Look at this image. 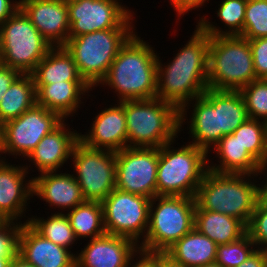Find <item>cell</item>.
Returning a JSON list of instances; mask_svg holds the SVG:
<instances>
[{"label": "cell", "instance_id": "3957f363", "mask_svg": "<svg viewBox=\"0 0 267 267\" xmlns=\"http://www.w3.org/2000/svg\"><path fill=\"white\" fill-rule=\"evenodd\" d=\"M254 176L258 175L218 173L208 169L197 189L196 205L237 218L247 226L260 198V184H256Z\"/></svg>", "mask_w": 267, "mask_h": 267}, {"label": "cell", "instance_id": "e575fe53", "mask_svg": "<svg viewBox=\"0 0 267 267\" xmlns=\"http://www.w3.org/2000/svg\"><path fill=\"white\" fill-rule=\"evenodd\" d=\"M246 39L267 37V0H247L243 32Z\"/></svg>", "mask_w": 267, "mask_h": 267}, {"label": "cell", "instance_id": "277c9868", "mask_svg": "<svg viewBox=\"0 0 267 267\" xmlns=\"http://www.w3.org/2000/svg\"><path fill=\"white\" fill-rule=\"evenodd\" d=\"M127 147L160 148L176 140L180 111L159 98L125 100Z\"/></svg>", "mask_w": 267, "mask_h": 267}, {"label": "cell", "instance_id": "7dc6e473", "mask_svg": "<svg viewBox=\"0 0 267 267\" xmlns=\"http://www.w3.org/2000/svg\"><path fill=\"white\" fill-rule=\"evenodd\" d=\"M9 267H35V266L31 265L23 257L17 254L13 257Z\"/></svg>", "mask_w": 267, "mask_h": 267}, {"label": "cell", "instance_id": "1f68e13d", "mask_svg": "<svg viewBox=\"0 0 267 267\" xmlns=\"http://www.w3.org/2000/svg\"><path fill=\"white\" fill-rule=\"evenodd\" d=\"M26 222L43 237L67 249H71L72 247L70 246L75 244L76 240L78 241L66 213L56 211L46 219L32 216L25 220L24 223Z\"/></svg>", "mask_w": 267, "mask_h": 267}, {"label": "cell", "instance_id": "7bdbcfd3", "mask_svg": "<svg viewBox=\"0 0 267 267\" xmlns=\"http://www.w3.org/2000/svg\"><path fill=\"white\" fill-rule=\"evenodd\" d=\"M237 267H267V252L256 249L243 263Z\"/></svg>", "mask_w": 267, "mask_h": 267}, {"label": "cell", "instance_id": "d4e9b609", "mask_svg": "<svg viewBox=\"0 0 267 267\" xmlns=\"http://www.w3.org/2000/svg\"><path fill=\"white\" fill-rule=\"evenodd\" d=\"M200 233L217 245L232 243L247 233L246 225L239 219L214 211L195 207V223Z\"/></svg>", "mask_w": 267, "mask_h": 267}, {"label": "cell", "instance_id": "8d00e7d4", "mask_svg": "<svg viewBox=\"0 0 267 267\" xmlns=\"http://www.w3.org/2000/svg\"><path fill=\"white\" fill-rule=\"evenodd\" d=\"M246 228L247 234L256 245V249L267 252V203L260 198Z\"/></svg>", "mask_w": 267, "mask_h": 267}, {"label": "cell", "instance_id": "9c48e42d", "mask_svg": "<svg viewBox=\"0 0 267 267\" xmlns=\"http://www.w3.org/2000/svg\"><path fill=\"white\" fill-rule=\"evenodd\" d=\"M53 46L19 8L0 25V63L31 74Z\"/></svg>", "mask_w": 267, "mask_h": 267}, {"label": "cell", "instance_id": "83f0119b", "mask_svg": "<svg viewBox=\"0 0 267 267\" xmlns=\"http://www.w3.org/2000/svg\"><path fill=\"white\" fill-rule=\"evenodd\" d=\"M36 104L32 74H21L9 87L0 102V121L16 119Z\"/></svg>", "mask_w": 267, "mask_h": 267}, {"label": "cell", "instance_id": "d590c367", "mask_svg": "<svg viewBox=\"0 0 267 267\" xmlns=\"http://www.w3.org/2000/svg\"><path fill=\"white\" fill-rule=\"evenodd\" d=\"M255 243L246 233L239 240L217 246L216 263L221 267H237L256 249Z\"/></svg>", "mask_w": 267, "mask_h": 267}, {"label": "cell", "instance_id": "52a82bcc", "mask_svg": "<svg viewBox=\"0 0 267 267\" xmlns=\"http://www.w3.org/2000/svg\"><path fill=\"white\" fill-rule=\"evenodd\" d=\"M195 207L196 201L193 197L155 196L152 198L149 206L148 230L144 241L140 242V249L164 253L194 228Z\"/></svg>", "mask_w": 267, "mask_h": 267}, {"label": "cell", "instance_id": "74e56055", "mask_svg": "<svg viewBox=\"0 0 267 267\" xmlns=\"http://www.w3.org/2000/svg\"><path fill=\"white\" fill-rule=\"evenodd\" d=\"M248 40L256 77L267 79V37Z\"/></svg>", "mask_w": 267, "mask_h": 267}, {"label": "cell", "instance_id": "7402d4cb", "mask_svg": "<svg viewBox=\"0 0 267 267\" xmlns=\"http://www.w3.org/2000/svg\"><path fill=\"white\" fill-rule=\"evenodd\" d=\"M32 178L33 196L40 197L51 209L56 207L62 210L61 213H65L86 201L73 174L53 171Z\"/></svg>", "mask_w": 267, "mask_h": 267}, {"label": "cell", "instance_id": "603a6c76", "mask_svg": "<svg viewBox=\"0 0 267 267\" xmlns=\"http://www.w3.org/2000/svg\"><path fill=\"white\" fill-rule=\"evenodd\" d=\"M35 90L36 104L57 113L65 120L74 116L83 103L82 96L88 95L86 93H90L92 88L85 81H62L49 85H35Z\"/></svg>", "mask_w": 267, "mask_h": 267}, {"label": "cell", "instance_id": "cb8c5ba5", "mask_svg": "<svg viewBox=\"0 0 267 267\" xmlns=\"http://www.w3.org/2000/svg\"><path fill=\"white\" fill-rule=\"evenodd\" d=\"M217 244L193 228L164 254L185 267H199L216 261Z\"/></svg>", "mask_w": 267, "mask_h": 267}, {"label": "cell", "instance_id": "681fc988", "mask_svg": "<svg viewBox=\"0 0 267 267\" xmlns=\"http://www.w3.org/2000/svg\"><path fill=\"white\" fill-rule=\"evenodd\" d=\"M3 154V123L0 121V161L5 160V157H1Z\"/></svg>", "mask_w": 267, "mask_h": 267}, {"label": "cell", "instance_id": "44dd1931", "mask_svg": "<svg viewBox=\"0 0 267 267\" xmlns=\"http://www.w3.org/2000/svg\"><path fill=\"white\" fill-rule=\"evenodd\" d=\"M18 254L35 267H76L74 253L40 235L28 222L22 224Z\"/></svg>", "mask_w": 267, "mask_h": 267}, {"label": "cell", "instance_id": "ab89813d", "mask_svg": "<svg viewBox=\"0 0 267 267\" xmlns=\"http://www.w3.org/2000/svg\"><path fill=\"white\" fill-rule=\"evenodd\" d=\"M21 74L22 73L19 70L0 63V102L10 85Z\"/></svg>", "mask_w": 267, "mask_h": 267}, {"label": "cell", "instance_id": "4fadbf2b", "mask_svg": "<svg viewBox=\"0 0 267 267\" xmlns=\"http://www.w3.org/2000/svg\"><path fill=\"white\" fill-rule=\"evenodd\" d=\"M159 148L126 147L116 152V188L136 195L156 196Z\"/></svg>", "mask_w": 267, "mask_h": 267}, {"label": "cell", "instance_id": "d6a6232c", "mask_svg": "<svg viewBox=\"0 0 267 267\" xmlns=\"http://www.w3.org/2000/svg\"><path fill=\"white\" fill-rule=\"evenodd\" d=\"M233 135L260 165L267 161V123L248 119Z\"/></svg>", "mask_w": 267, "mask_h": 267}, {"label": "cell", "instance_id": "8992f818", "mask_svg": "<svg viewBox=\"0 0 267 267\" xmlns=\"http://www.w3.org/2000/svg\"><path fill=\"white\" fill-rule=\"evenodd\" d=\"M208 88L240 91L257 79L249 40L239 35L210 36Z\"/></svg>", "mask_w": 267, "mask_h": 267}, {"label": "cell", "instance_id": "ac0fdd59", "mask_svg": "<svg viewBox=\"0 0 267 267\" xmlns=\"http://www.w3.org/2000/svg\"><path fill=\"white\" fill-rule=\"evenodd\" d=\"M0 161V211L11 221L20 222L26 212L27 201L33 198V178L27 180L28 165ZM21 218V219H20Z\"/></svg>", "mask_w": 267, "mask_h": 267}, {"label": "cell", "instance_id": "4316f807", "mask_svg": "<svg viewBox=\"0 0 267 267\" xmlns=\"http://www.w3.org/2000/svg\"><path fill=\"white\" fill-rule=\"evenodd\" d=\"M31 74L35 85H49L62 81H84L72 55L64 46L52 47Z\"/></svg>", "mask_w": 267, "mask_h": 267}, {"label": "cell", "instance_id": "836d02e7", "mask_svg": "<svg viewBox=\"0 0 267 267\" xmlns=\"http://www.w3.org/2000/svg\"><path fill=\"white\" fill-rule=\"evenodd\" d=\"M249 119L267 123V79L257 78L240 90Z\"/></svg>", "mask_w": 267, "mask_h": 267}, {"label": "cell", "instance_id": "bcb514c9", "mask_svg": "<svg viewBox=\"0 0 267 267\" xmlns=\"http://www.w3.org/2000/svg\"><path fill=\"white\" fill-rule=\"evenodd\" d=\"M158 267H185L172 261L164 253H158Z\"/></svg>", "mask_w": 267, "mask_h": 267}, {"label": "cell", "instance_id": "484cf974", "mask_svg": "<svg viewBox=\"0 0 267 267\" xmlns=\"http://www.w3.org/2000/svg\"><path fill=\"white\" fill-rule=\"evenodd\" d=\"M215 151L220 164H208V169L218 173L253 174L258 175L260 164L242 147L237 136L225 135L218 144L211 149Z\"/></svg>", "mask_w": 267, "mask_h": 267}, {"label": "cell", "instance_id": "5b68a950", "mask_svg": "<svg viewBox=\"0 0 267 267\" xmlns=\"http://www.w3.org/2000/svg\"><path fill=\"white\" fill-rule=\"evenodd\" d=\"M174 141L159 148L156 196L195 198L197 189L208 171L207 164L211 163L207 158L209 155L191 143L175 148Z\"/></svg>", "mask_w": 267, "mask_h": 267}, {"label": "cell", "instance_id": "f546056e", "mask_svg": "<svg viewBox=\"0 0 267 267\" xmlns=\"http://www.w3.org/2000/svg\"><path fill=\"white\" fill-rule=\"evenodd\" d=\"M247 0H223L218 7L217 17L227 26L228 30H222L213 25L206 16L200 17L198 26L209 36L240 35L243 32L244 17Z\"/></svg>", "mask_w": 267, "mask_h": 267}, {"label": "cell", "instance_id": "ba28073f", "mask_svg": "<svg viewBox=\"0 0 267 267\" xmlns=\"http://www.w3.org/2000/svg\"><path fill=\"white\" fill-rule=\"evenodd\" d=\"M134 28L94 31L68 38L64 45L72 55L80 76L91 87H98L121 47L135 33Z\"/></svg>", "mask_w": 267, "mask_h": 267}, {"label": "cell", "instance_id": "f6af8a7d", "mask_svg": "<svg viewBox=\"0 0 267 267\" xmlns=\"http://www.w3.org/2000/svg\"><path fill=\"white\" fill-rule=\"evenodd\" d=\"M261 174H264L263 176L265 179L261 177ZM259 175V180H261V178L263 179V181H261L263 184L261 183V186H259L260 199L267 203V161L264 164H261L258 171V176Z\"/></svg>", "mask_w": 267, "mask_h": 267}, {"label": "cell", "instance_id": "4dcf8cb0", "mask_svg": "<svg viewBox=\"0 0 267 267\" xmlns=\"http://www.w3.org/2000/svg\"><path fill=\"white\" fill-rule=\"evenodd\" d=\"M248 119L246 103L240 91L218 90V120L222 138L232 134Z\"/></svg>", "mask_w": 267, "mask_h": 267}, {"label": "cell", "instance_id": "f907efd6", "mask_svg": "<svg viewBox=\"0 0 267 267\" xmlns=\"http://www.w3.org/2000/svg\"><path fill=\"white\" fill-rule=\"evenodd\" d=\"M11 220L0 211V229L5 227Z\"/></svg>", "mask_w": 267, "mask_h": 267}, {"label": "cell", "instance_id": "8fae6325", "mask_svg": "<svg viewBox=\"0 0 267 267\" xmlns=\"http://www.w3.org/2000/svg\"><path fill=\"white\" fill-rule=\"evenodd\" d=\"M150 202L148 197L115 188L101 202L105 232L127 237L139 245L148 230Z\"/></svg>", "mask_w": 267, "mask_h": 267}, {"label": "cell", "instance_id": "d6986e66", "mask_svg": "<svg viewBox=\"0 0 267 267\" xmlns=\"http://www.w3.org/2000/svg\"><path fill=\"white\" fill-rule=\"evenodd\" d=\"M91 126L87 134L79 135V140L86 146L113 152L127 147L124 101L101 110Z\"/></svg>", "mask_w": 267, "mask_h": 267}, {"label": "cell", "instance_id": "5bb4252c", "mask_svg": "<svg viewBox=\"0 0 267 267\" xmlns=\"http://www.w3.org/2000/svg\"><path fill=\"white\" fill-rule=\"evenodd\" d=\"M63 119L55 112L35 104L16 119L3 124L4 154L26 158L40 140Z\"/></svg>", "mask_w": 267, "mask_h": 267}, {"label": "cell", "instance_id": "7a4b0ae2", "mask_svg": "<svg viewBox=\"0 0 267 267\" xmlns=\"http://www.w3.org/2000/svg\"><path fill=\"white\" fill-rule=\"evenodd\" d=\"M151 46L135 32L121 47L98 85L115 90L118 102L156 98L158 55Z\"/></svg>", "mask_w": 267, "mask_h": 267}, {"label": "cell", "instance_id": "816d5d0a", "mask_svg": "<svg viewBox=\"0 0 267 267\" xmlns=\"http://www.w3.org/2000/svg\"><path fill=\"white\" fill-rule=\"evenodd\" d=\"M199 267H221V266L218 265L216 262H214V263L207 264V265H204V266H199Z\"/></svg>", "mask_w": 267, "mask_h": 267}, {"label": "cell", "instance_id": "7c38bea8", "mask_svg": "<svg viewBox=\"0 0 267 267\" xmlns=\"http://www.w3.org/2000/svg\"><path fill=\"white\" fill-rule=\"evenodd\" d=\"M69 36L77 37L99 30L134 28V12L120 0H67Z\"/></svg>", "mask_w": 267, "mask_h": 267}, {"label": "cell", "instance_id": "6da1fadb", "mask_svg": "<svg viewBox=\"0 0 267 267\" xmlns=\"http://www.w3.org/2000/svg\"><path fill=\"white\" fill-rule=\"evenodd\" d=\"M189 39L167 64L157 57L156 98L171 103L179 111L208 89L210 36L196 25Z\"/></svg>", "mask_w": 267, "mask_h": 267}, {"label": "cell", "instance_id": "2e32d148", "mask_svg": "<svg viewBox=\"0 0 267 267\" xmlns=\"http://www.w3.org/2000/svg\"><path fill=\"white\" fill-rule=\"evenodd\" d=\"M20 9L53 47L67 43L70 30L67 0H20Z\"/></svg>", "mask_w": 267, "mask_h": 267}, {"label": "cell", "instance_id": "9a60e30c", "mask_svg": "<svg viewBox=\"0 0 267 267\" xmlns=\"http://www.w3.org/2000/svg\"><path fill=\"white\" fill-rule=\"evenodd\" d=\"M192 102H195L194 105ZM190 105L192 114L188 121L186 117ZM186 120L189 123L188 134L193 140L187 143L197 146L207 154L211 153L209 152L211 148L213 149L222 139V130H219L218 120V90L206 89L203 95L188 102L180 110V131L183 130L181 128Z\"/></svg>", "mask_w": 267, "mask_h": 267}, {"label": "cell", "instance_id": "ee69618b", "mask_svg": "<svg viewBox=\"0 0 267 267\" xmlns=\"http://www.w3.org/2000/svg\"><path fill=\"white\" fill-rule=\"evenodd\" d=\"M20 8V0H0V25Z\"/></svg>", "mask_w": 267, "mask_h": 267}, {"label": "cell", "instance_id": "30bf717a", "mask_svg": "<svg viewBox=\"0 0 267 267\" xmlns=\"http://www.w3.org/2000/svg\"><path fill=\"white\" fill-rule=\"evenodd\" d=\"M70 160L86 201L102 202L116 188V152L91 148L79 140Z\"/></svg>", "mask_w": 267, "mask_h": 267}, {"label": "cell", "instance_id": "c3c4849f", "mask_svg": "<svg viewBox=\"0 0 267 267\" xmlns=\"http://www.w3.org/2000/svg\"><path fill=\"white\" fill-rule=\"evenodd\" d=\"M18 253H0V267H9L15 255Z\"/></svg>", "mask_w": 267, "mask_h": 267}, {"label": "cell", "instance_id": "f35d334b", "mask_svg": "<svg viewBox=\"0 0 267 267\" xmlns=\"http://www.w3.org/2000/svg\"><path fill=\"white\" fill-rule=\"evenodd\" d=\"M22 222L10 221L0 229V253H18Z\"/></svg>", "mask_w": 267, "mask_h": 267}, {"label": "cell", "instance_id": "f1b7e54d", "mask_svg": "<svg viewBox=\"0 0 267 267\" xmlns=\"http://www.w3.org/2000/svg\"><path fill=\"white\" fill-rule=\"evenodd\" d=\"M66 215L78 240L93 239L106 233L101 202L85 201L68 210Z\"/></svg>", "mask_w": 267, "mask_h": 267}, {"label": "cell", "instance_id": "ffe728a7", "mask_svg": "<svg viewBox=\"0 0 267 267\" xmlns=\"http://www.w3.org/2000/svg\"><path fill=\"white\" fill-rule=\"evenodd\" d=\"M65 121L66 119L44 136L36 148L24 159L34 163L32 165L37 168L39 174L59 171L71 159L80 133L69 128V124L66 125Z\"/></svg>", "mask_w": 267, "mask_h": 267}, {"label": "cell", "instance_id": "60d3db41", "mask_svg": "<svg viewBox=\"0 0 267 267\" xmlns=\"http://www.w3.org/2000/svg\"><path fill=\"white\" fill-rule=\"evenodd\" d=\"M133 261L135 263H132ZM127 267H158V253L147 252L139 249L128 262Z\"/></svg>", "mask_w": 267, "mask_h": 267}, {"label": "cell", "instance_id": "b9f144b4", "mask_svg": "<svg viewBox=\"0 0 267 267\" xmlns=\"http://www.w3.org/2000/svg\"><path fill=\"white\" fill-rule=\"evenodd\" d=\"M209 0H170V5L173 6L174 10L178 14L177 16L180 18L184 16V14L188 13L192 9L197 10V8L204 6L205 2Z\"/></svg>", "mask_w": 267, "mask_h": 267}, {"label": "cell", "instance_id": "e0dca14e", "mask_svg": "<svg viewBox=\"0 0 267 267\" xmlns=\"http://www.w3.org/2000/svg\"><path fill=\"white\" fill-rule=\"evenodd\" d=\"M88 241L80 253H75L76 267H127L140 249L127 237L107 233Z\"/></svg>", "mask_w": 267, "mask_h": 267}]
</instances>
